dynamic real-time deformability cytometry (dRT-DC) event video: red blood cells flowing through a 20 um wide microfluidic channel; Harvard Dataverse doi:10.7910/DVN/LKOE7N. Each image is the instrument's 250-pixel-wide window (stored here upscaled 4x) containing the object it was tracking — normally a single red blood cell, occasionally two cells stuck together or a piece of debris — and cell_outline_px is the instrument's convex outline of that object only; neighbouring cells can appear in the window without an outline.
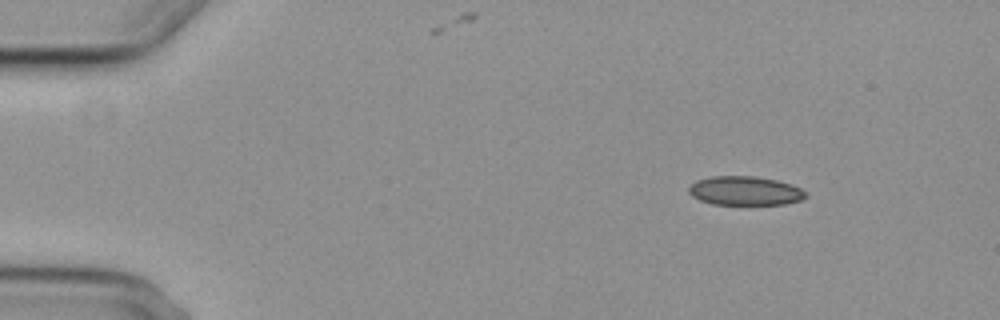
{"species": "common noctule bat (a hibernating species)", "species_latin": "Nyctalus noctula", "temperature_condition": "cold", "stored_images_in_passage": 5, "segment_of_instrument_passage": [1, 2], "camera_frame_rate_fps": 3000, "um_per_image_px": 0.085, "animal": {"sex": "female", "body_mass_g": 29.2, "forearm_length_mm": 56.3}, "frame": {"image": 1, "passage_image": 1, "time_ms": 0.0, "image_size_px": [1000, 320], "cell_outline_px": [[808, 196], [800, 200], [784, 204], [712, 204], [700, 200], [692, 196], [688, 192], [688, 188], [696, 180], [712, 176], [752, 176], [776, 180], [792, 184], [800, 188]], "centroid_in_image_um": [63.31, 16.21], "position_along_channel_um": 21.7, "area_um2": 19.65}}
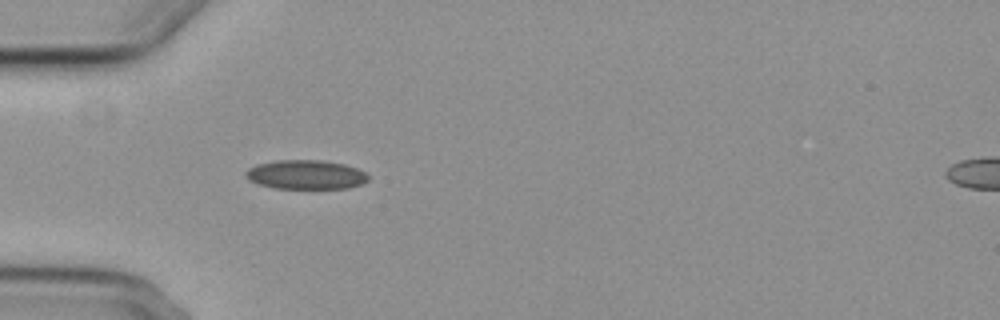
{"frame": {"image": 2, "passage_image": 4, "time_ms": 3.333, "image_size_px": [1000, 320], "cell_outline_px": [[368, 180], [360, 184], [348, 188], [272, 188], [248, 180], [244, 176], [244, 172], [248, 168], [256, 164], [276, 160], [320, 160], [344, 164], [356, 168], [364, 172], [368, 176]], "centroid_in_image_um": [25.94, 14.84], "position_along_channel_um": 59.1, "area_um2": 20.81}}